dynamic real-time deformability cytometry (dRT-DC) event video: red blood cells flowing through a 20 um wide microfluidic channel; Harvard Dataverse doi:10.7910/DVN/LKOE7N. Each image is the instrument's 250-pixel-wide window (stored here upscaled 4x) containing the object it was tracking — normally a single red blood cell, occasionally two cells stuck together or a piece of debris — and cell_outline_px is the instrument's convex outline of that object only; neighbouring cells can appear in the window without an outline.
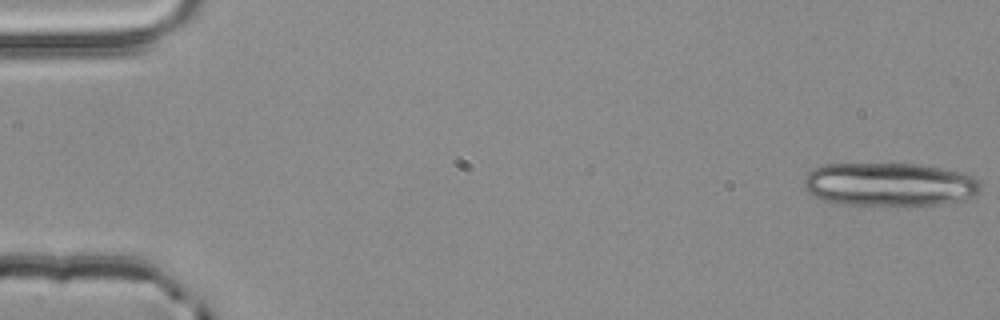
{"species": "common noctule bat (a hibernating species)", "species_latin": "Nyctalus noctula", "temperature_condition": "room temperature", "stored_images_in_passage": 21, "camera_frame_rate_fps": 3000, "um_per_image_px": 0.085, "animal": {"sex": "male", "body_mass_g": 20.4}, "frame": {"image": 1, "passage_image": 1, "time_ms": 0.0, "image_size_px": [1000, 320], "cell_outline_px": [[980, 192], [972, 196], [940, 204], [836, 204], [824, 200], [808, 192], [804, 188], [804, 180], [808, 172], [812, 168], [824, 164], [920, 164], [964, 172], [980, 180]], "centroid_in_image_um": [75.58, 15.65], "position_along_channel_um": 9.4, "area_um2": 44.51}}